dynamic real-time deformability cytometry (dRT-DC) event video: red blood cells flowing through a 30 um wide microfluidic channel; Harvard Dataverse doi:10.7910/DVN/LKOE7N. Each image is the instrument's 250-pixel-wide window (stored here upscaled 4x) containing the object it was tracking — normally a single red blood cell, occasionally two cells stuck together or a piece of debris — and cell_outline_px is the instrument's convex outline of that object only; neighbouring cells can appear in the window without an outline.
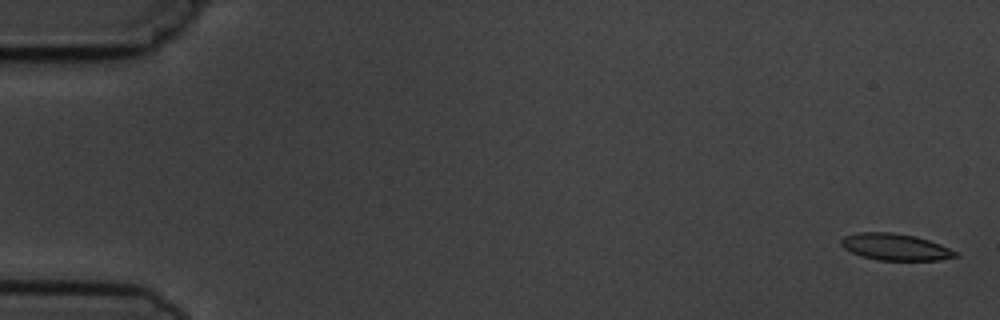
{"species": "common noctule bat (a hibernating species)", "species_latin": "Nyctalus noctula", "temperature_condition": "cold", "stored_images_in_passage": 5, "camera_frame_rate_fps": 3000, "um_per_image_px": 0.085, "animal": {"sex": "male", "body_mass_g": 19.5, "forearm_length_mm": 54.6}, "frame": {"image": 1, "passage_image": 1, "time_ms": 0.0, "image_size_px": [1000, 320], "cell_outline_px": [[960, 256], [940, 260], [876, 260], [860, 256], [844, 248], [840, 244], [840, 240], [844, 236], [856, 232], [892, 232], [916, 236], [940, 244], [960, 252]], "centroid_in_image_um": [76.12, 20.99], "position_along_channel_um": 8.9, "area_um2": 18.03}}
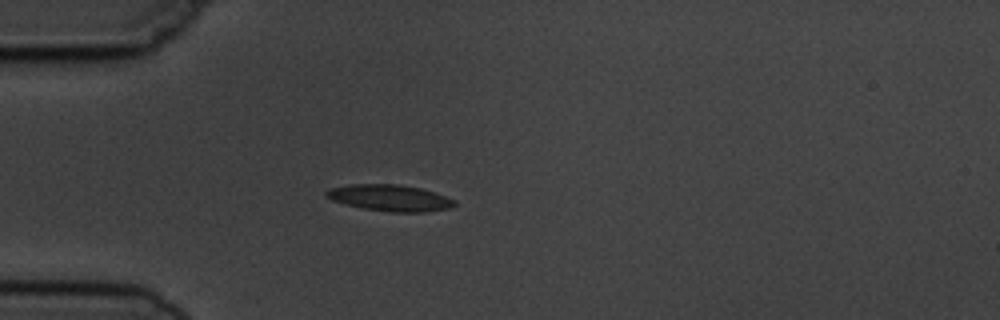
{"frame": {"image": 2, "passage_image": 5, "time_ms": 4.667, "image_size_px": [1000, 320], "cell_outline_px": [[456, 204], [452, 208], [424, 212], [388, 212], [364, 208], [344, 204], [332, 200], [324, 196], [324, 192], [328, 188], [352, 184], [400, 184], [420, 188], [436, 192], [456, 200]], "centroid_in_image_um": [33.15, 16.82], "position_along_channel_um": 51.9, "area_um2": 20.0}}